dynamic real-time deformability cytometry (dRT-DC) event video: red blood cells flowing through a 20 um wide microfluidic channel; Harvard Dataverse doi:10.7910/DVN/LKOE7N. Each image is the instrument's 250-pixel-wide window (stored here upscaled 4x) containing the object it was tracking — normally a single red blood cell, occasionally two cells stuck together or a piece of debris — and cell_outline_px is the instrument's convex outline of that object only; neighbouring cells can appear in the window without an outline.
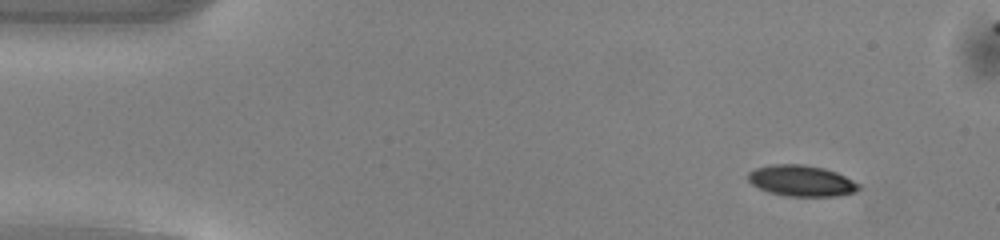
{"species": "common noctule bat (a hibernating species)", "species_latin": "Nyctalus noctula", "temperature_condition": "warm", "stored_images_in_passage": 43, "camera_frame_rate_fps": 3000, "um_per_image_px": 0.085, "animal": {"sex": "male", "body_mass_g": 13.0, "forearm_length_mm": 53.1}, "frame": {"image": 1, "passage_image": 1, "time_ms": 0.0, "image_size_px": [1000, 240], "cell_outline_px": [[860, 188], [856, 192], [836, 196], [784, 196], [768, 192], [752, 184], [748, 180], [748, 172], [756, 168], [772, 164], [804, 164], [824, 168], [836, 172], [860, 184]], "centroid_in_image_um": [68.12, 15.36], "position_along_channel_um": 16.9, "area_um2": 20.06}}
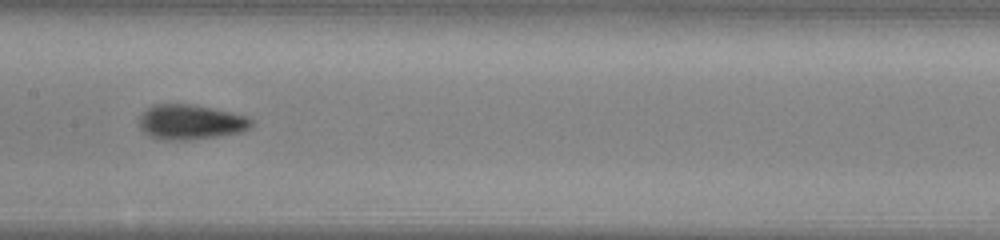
{"frame": {"image": 2, "passage_image": 21, "time_ms": 6.667, "image_size_px": [1000, 240], "cell_outline_px": [[252, 124], [244, 132], [220, 136], [188, 140], [160, 140], [148, 136], [140, 128], [140, 116], [152, 104], [192, 104], [232, 112], [248, 116], [252, 120]], "centroid_in_image_um": [16.21, 10.38], "position_along_channel_um": 191.2, "area_um2": 23.06}}
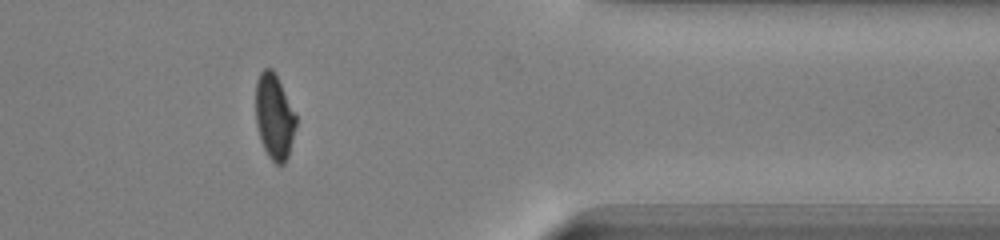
{"frame": {"image": 3, "passage_image": 37, "time_ms": 12.0, "image_size_px": [1000, 240], "cell_outline_px": [[296, 124], [288, 156], [284, 164], [276, 164], [268, 156], [260, 140], [256, 124], [256, 80], [260, 72], [264, 68], [272, 68], [296, 112]], "centroid_in_image_um": [23.31, 9.91], "position_along_channel_um": 388.1, "area_um2": 20.06}}